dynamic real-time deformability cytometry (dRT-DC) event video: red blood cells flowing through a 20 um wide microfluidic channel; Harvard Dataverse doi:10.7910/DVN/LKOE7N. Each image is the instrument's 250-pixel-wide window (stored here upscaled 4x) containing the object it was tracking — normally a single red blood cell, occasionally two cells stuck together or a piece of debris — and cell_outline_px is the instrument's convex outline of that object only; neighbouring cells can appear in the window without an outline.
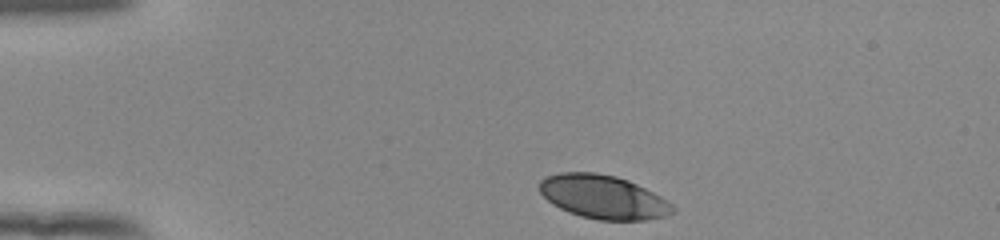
{"species": "human", "species_latin": "Homo sapiens", "temperature_condition": "room temperature", "stored_images_in_passage": 36, "camera_frame_rate_fps": 3000, "um_per_image_px": 0.085, "donor": {"sex": "female"}, "frame": {"image": 1, "passage_image": 1, "time_ms": 0.0, "image_size_px": [1000, 240], "cell_outline_px": [[676, 212], [664, 216], [644, 220], [596, 220], [580, 216], [568, 212], [552, 204], [540, 192], [540, 180], [544, 176], [560, 172], [596, 172], [616, 176], [628, 180], [660, 196], [672, 204], [676, 208]], "centroid_in_image_um": [51.26, 16.74], "position_along_channel_um": 33.7, "area_um2": 33.99}}
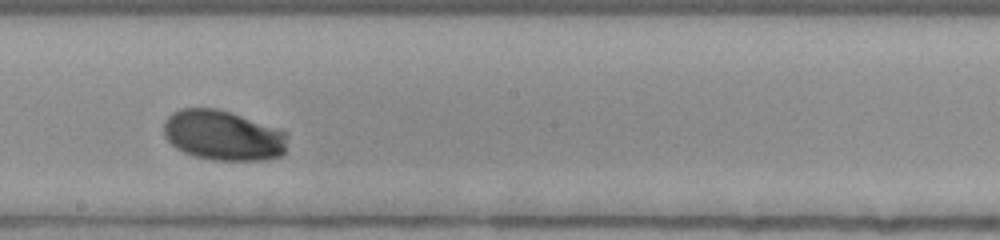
{"frame": {"image": 2, "passage_image": 21, "time_ms": 6.667, "image_size_px": [1000, 240], "cell_outline_px": [[288, 132], [284, 152], [280, 156], [264, 160], [212, 160], [196, 156], [184, 152], [176, 148], [164, 136], [164, 120], [172, 112], [180, 108], [216, 108], [280, 128]], "centroid_in_image_um": [18.97, 11.5], "position_along_channel_um": 229.2, "area_um2": 36.3}}
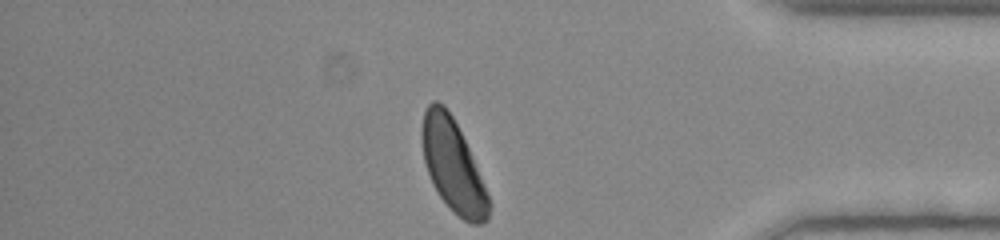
{"frame": {"image": 3, "passage_image": 36, "time_ms": 11.667, "image_size_px": [1000, 240], "cell_outline_px": [[492, 204], [488, 220], [480, 224], [472, 224], [464, 220], [452, 212], [440, 196], [432, 184], [424, 160], [420, 136], [420, 132], [424, 112], [428, 104], [432, 100], [436, 100], [444, 104], [452, 116], [468, 148]], "centroid_in_image_um": [38.48, 14.1], "position_along_channel_um": 396.7, "area_um2": 35.84}, "authors_computed_cell_mechanics": {"area_um2": 35.6337, "velocity_mm_per_s": 3.8353, "shape_relaxation_time_tau1_ms": 4.1858, "shape_relaxation_time_tau2_ms": null, "deformation_change_tau1": 0.1685, "deformation_change_tau2": null}}